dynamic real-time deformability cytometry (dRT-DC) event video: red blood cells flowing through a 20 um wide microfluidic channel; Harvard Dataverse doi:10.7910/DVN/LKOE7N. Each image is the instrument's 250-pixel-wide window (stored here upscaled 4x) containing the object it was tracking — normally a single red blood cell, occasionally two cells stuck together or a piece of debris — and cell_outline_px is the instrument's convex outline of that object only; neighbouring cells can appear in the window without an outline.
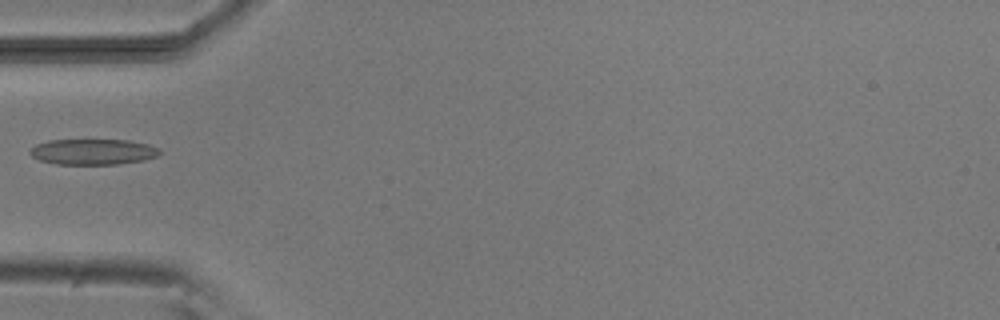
{"species": "common noctule bat (a hibernating species)", "species_latin": "Nyctalus noctula", "temperature_condition": "room temperature", "stored_images_in_passage": 6, "camera_frame_rate_fps": 3000, "um_per_image_px": 0.085, "animal": {"sex": "male", "body_mass_g": 20.5, "forearm_length_mm": 52.5}, "frame": {"image": 1, "passage_image": 5, "time_ms": 4.667, "image_size_px": [1000, 320], "cell_outline_px": [[160, 152], [156, 156], [144, 160], [120, 164], [56, 164], [40, 160], [32, 156], [28, 152], [36, 144], [48, 140], [128, 140], [148, 144], [160, 148]], "centroid_in_image_um": [7.91, 12.9], "position_along_channel_um": 77.1, "area_um2": 19.42}}
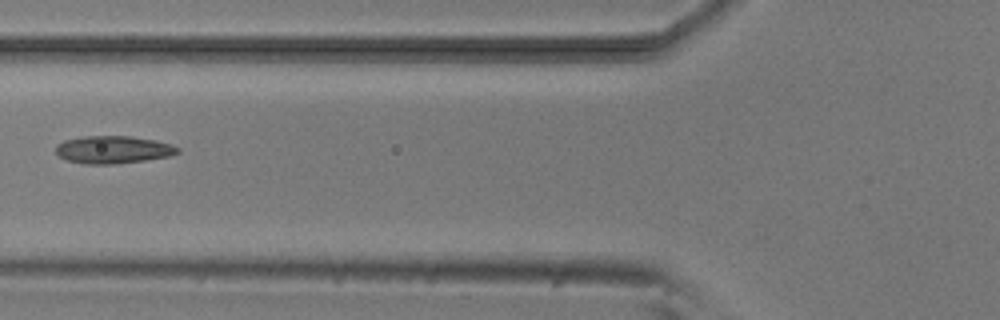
{"frame": {"image": 2, "passage_image": 6, "time_ms": 5.667, "image_size_px": [1000, 320], "cell_outline_px": [[180, 152], [168, 156], [144, 160], [116, 164], [84, 164], [64, 160], [56, 152], [56, 144], [64, 140], [84, 136], [132, 136], [156, 140], [172, 144], [180, 148]], "centroid_in_image_um": [9.61, 12.72], "position_along_channel_um": 116.2, "area_um2": 19.77}}